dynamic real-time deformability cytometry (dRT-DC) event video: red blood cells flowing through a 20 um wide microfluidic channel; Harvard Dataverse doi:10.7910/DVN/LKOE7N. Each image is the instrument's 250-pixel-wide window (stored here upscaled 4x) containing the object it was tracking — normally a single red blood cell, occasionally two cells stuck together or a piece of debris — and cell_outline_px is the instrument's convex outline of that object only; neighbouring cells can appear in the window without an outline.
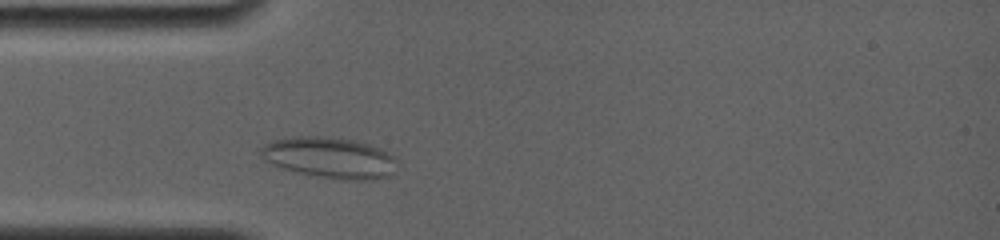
{"species": "common noctule bat (a hibernating species)", "species_latin": "Nyctalus noctula", "temperature_condition": "room temperature", "stored_images_in_passage": 2, "camera_frame_rate_fps": 4000, "um_per_image_px": 0.085, "animal": {"sex": "female", "body_mass_g": 19.0, "forearm_length_mm": 56.7}, "frame": {"image": 1, "passage_image": 2, "time_ms": 1.0, "image_size_px": [1000, 240], "cell_outline_px": [[396, 160], [392, 172], [388, 176], [372, 180], [340, 180], [316, 176], [280, 168], [264, 160], [260, 152], [260, 148], [264, 144], [272, 140], [292, 136], [320, 136], [352, 140], [372, 144], [384, 148], [396, 156]], "centroid_in_image_um": [28.03, 13.4], "position_along_channel_um": 57.0, "area_um2": 32.95}}